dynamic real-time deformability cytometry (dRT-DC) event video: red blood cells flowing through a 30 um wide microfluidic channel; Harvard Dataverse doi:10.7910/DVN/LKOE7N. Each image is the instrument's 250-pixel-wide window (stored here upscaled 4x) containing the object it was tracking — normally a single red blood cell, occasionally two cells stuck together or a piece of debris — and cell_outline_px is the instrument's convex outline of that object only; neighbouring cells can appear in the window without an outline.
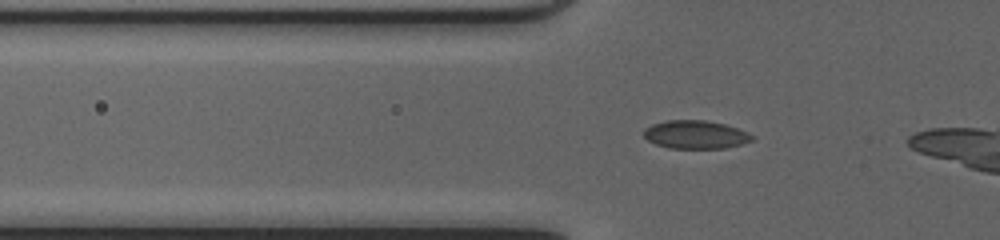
{"species": "common noctule bat (a hibernating species)", "species_latin": "Nyctalus noctula", "temperature_condition": "cold", "stored_images_in_passage": 31, "camera_frame_rate_fps": 3000, "um_per_image_px": 0.085, "animal": {"sex": "female", "body_mass_g": 20.0, "forearm_length_mm": 54.0}, "frame": {"image": 1, "passage_image": 7, "time_ms": 2.0, "image_size_px": [1000, 240], "cell_outline_px": [[756, 136], [752, 140], [740, 144], [724, 148], [668, 148], [656, 144], [648, 140], [644, 136], [644, 128], [652, 124], [668, 120], [704, 120], [724, 124], [748, 132]], "centroid_in_image_um": [59.11, 11.44], "position_along_channel_um": 66.7, "area_um2": 17.74}}
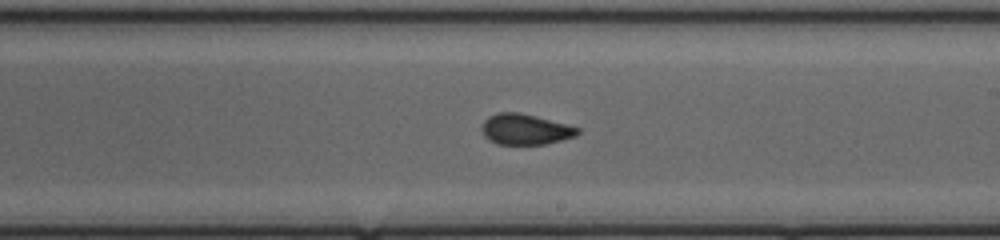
{"frame": {"image": 2, "passage_image": 20, "time_ms": 6.333, "image_size_px": [1000, 240], "cell_outline_px": [[580, 132], [576, 136], [544, 144], [496, 144], [488, 140], [484, 136], [480, 128], [484, 120], [488, 116], [496, 112], [520, 112], [536, 116], [580, 128]], "centroid_in_image_um": [44.6, 10.98], "position_along_channel_um": 244.4, "area_um2": 17.22}}
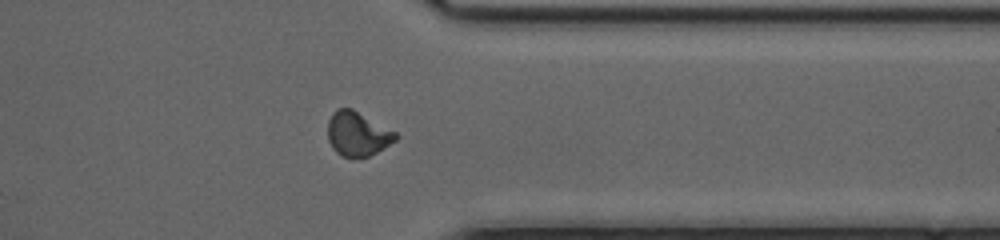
{"frame": {"image": 3, "passage_image": 30, "time_ms": 9.667, "image_size_px": [1000, 240], "cell_outline_px": [[400, 136], [396, 140], [376, 152], [368, 156], [340, 156], [332, 148], [328, 140], [328, 120], [332, 112], [336, 108], [352, 108], [396, 132]], "centroid_in_image_um": [30.37, 11.35], "position_along_channel_um": 381.0, "area_um2": 17.46}}